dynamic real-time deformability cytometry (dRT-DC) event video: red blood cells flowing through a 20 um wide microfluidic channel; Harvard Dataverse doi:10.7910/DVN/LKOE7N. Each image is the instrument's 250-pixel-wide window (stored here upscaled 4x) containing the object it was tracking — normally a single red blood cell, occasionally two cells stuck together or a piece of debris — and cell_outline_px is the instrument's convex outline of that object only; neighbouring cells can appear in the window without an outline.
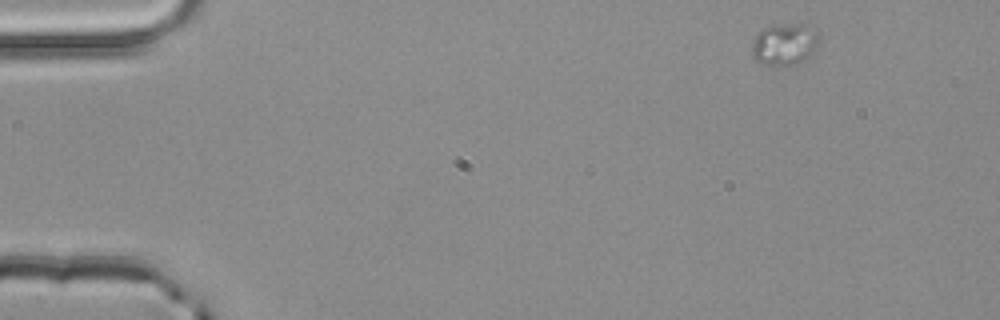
{"species": "common noctule bat (a hibernating species)", "species_latin": "Nyctalus noctula", "temperature_condition": "room temperature", "stored_images_in_passage": 11, "camera_frame_rate_fps": 3000, "um_per_image_px": 0.085, "animal": {"sex": "male", "body_mass_g": 20.4}, "frame": {"image": 1, "passage_image": 1, "time_ms": 0.0, "image_size_px": [1000, 320], "cell_outline_px": [[820, 32], [812, 56], [792, 64], [764, 64], [756, 60], [752, 56], [752, 48], [756, 32], [764, 28], [784, 24], [804, 24]], "centroid_in_image_um": [66.69, 3.74], "position_along_channel_um": 18.3, "area_um2": 16.07}}